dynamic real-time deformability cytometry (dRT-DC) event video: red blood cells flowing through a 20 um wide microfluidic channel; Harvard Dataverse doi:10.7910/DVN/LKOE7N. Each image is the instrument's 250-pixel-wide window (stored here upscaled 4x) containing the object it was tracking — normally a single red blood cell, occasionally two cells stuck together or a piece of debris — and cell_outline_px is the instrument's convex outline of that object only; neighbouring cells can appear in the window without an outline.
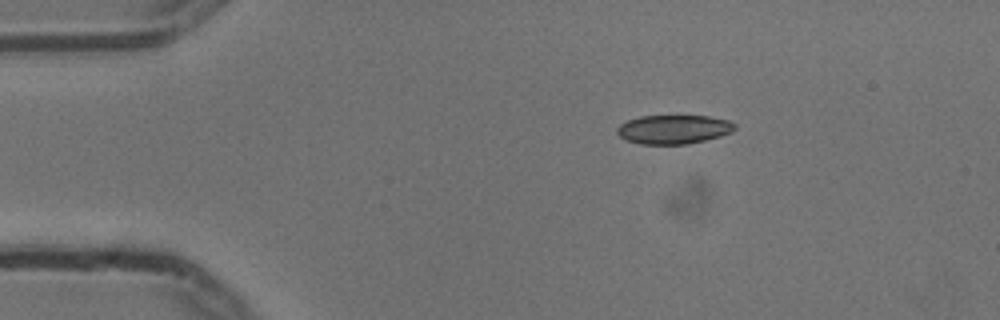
{"species": "common noctule bat (a hibernating species)", "species_latin": "Nyctalus noctula", "temperature_condition": "cold", "stored_images_in_passage": 38, "camera_frame_rate_fps": 3000, "um_per_image_px": 0.085, "animal": {"sex": "male", "body_mass_g": 13.3}, "frame": {"image": 1, "passage_image": 1, "time_ms": 0.0, "image_size_px": [1000, 320], "cell_outline_px": [[736, 128], [732, 132], [720, 136], [688, 144], [640, 144], [624, 140], [616, 132], [616, 128], [620, 124], [628, 120], [640, 116], [712, 116], [728, 120], [736, 124]], "centroid_in_image_um": [57.25, 10.99], "position_along_channel_um": 27.7, "area_um2": 20.0}}
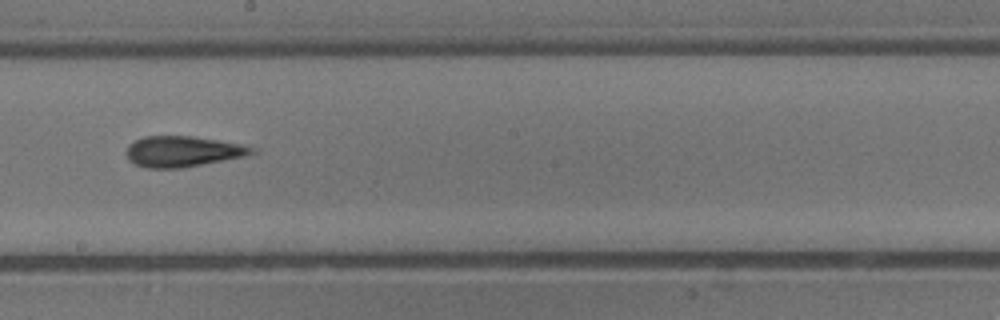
{"frame": {"image": 2, "passage_image": 22, "time_ms": 7.0, "image_size_px": [1000, 320], "cell_outline_px": [[260, 148], [256, 152], [244, 156], [224, 160], [180, 168], [144, 168], [128, 160], [124, 152], [128, 144], [144, 136], [192, 136], [240, 144]], "centroid_in_image_um": [15.5, 12.87], "position_along_channel_um": 232.7, "area_um2": 22.54}}
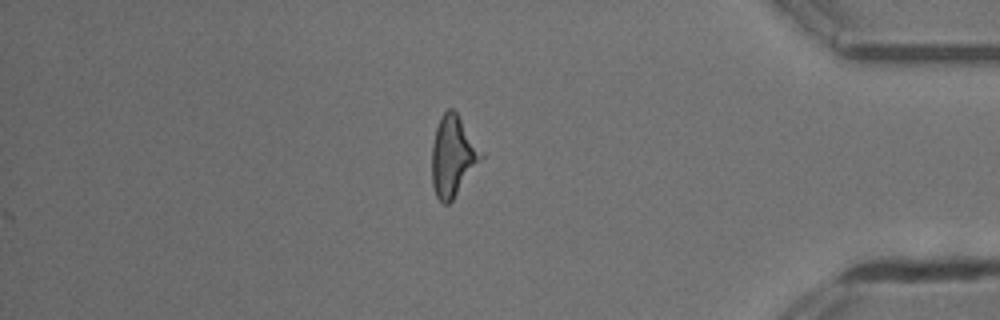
{"frame": {"image": 3, "passage_image": 38, "time_ms": 12.333, "image_size_px": [1000, 320], "cell_outline_px": [[484, 156], [452, 200], [448, 204], [444, 204], [436, 196], [432, 184], [432, 144], [436, 128], [440, 116], [448, 108], [452, 108], [456, 112], [484, 152]], "centroid_in_image_um": [38.49, 13.25], "position_along_channel_um": 396.7, "area_um2": 23.0}, "authors_computed_cell_mechanics": {"area_um2": 22.4264, "velocity_mm_per_s": 3.7311, "shape_relaxation_time_tau1_ms": 2.4585, "shape_relaxation_time_tau2_ms": 4.5813, "deformation_change_tau1": 0.0676, "deformation_change_tau2": 0.1795}}